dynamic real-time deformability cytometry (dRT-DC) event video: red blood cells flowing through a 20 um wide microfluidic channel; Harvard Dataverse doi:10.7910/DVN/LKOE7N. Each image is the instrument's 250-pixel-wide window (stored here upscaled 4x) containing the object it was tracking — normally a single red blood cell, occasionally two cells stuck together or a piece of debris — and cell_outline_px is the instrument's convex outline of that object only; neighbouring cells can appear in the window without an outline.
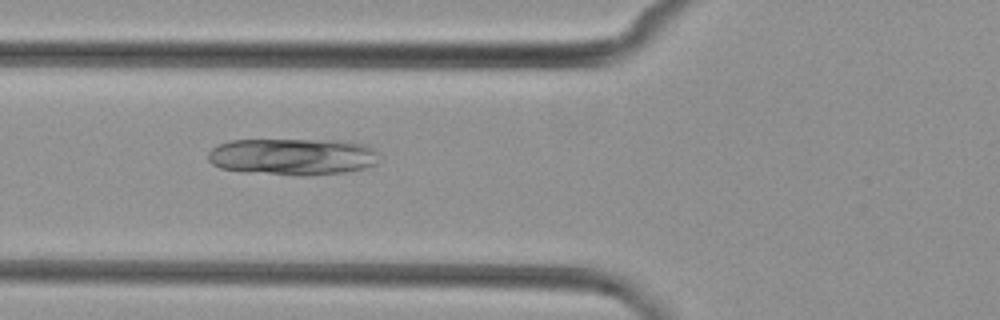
{"species": "common noctule bat (a hibernating species)", "species_latin": "Nyctalus noctula", "temperature_condition": "cold", "stored_images_in_passage": 4, "camera_frame_rate_fps": 3000, "um_per_image_px": 0.085, "animal": {"sex": "female", "body_mass_g": 29.2, "forearm_length_mm": 56.3}, "frame": {"image": 1, "passage_image": 3, "time_ms": 2.333, "image_size_px": [1000, 320], "cell_outline_px": [[376, 164], [364, 168], [344, 172], [308, 176], [296, 176], [240, 172], [220, 168], [212, 164], [208, 160], [208, 152], [212, 148], [220, 144], [232, 140], [348, 140], [364, 144], [372, 148], [376, 152]], "centroid_in_image_um": [24.85, 13.32], "position_along_channel_um": 101.0, "area_um2": 37.11}}
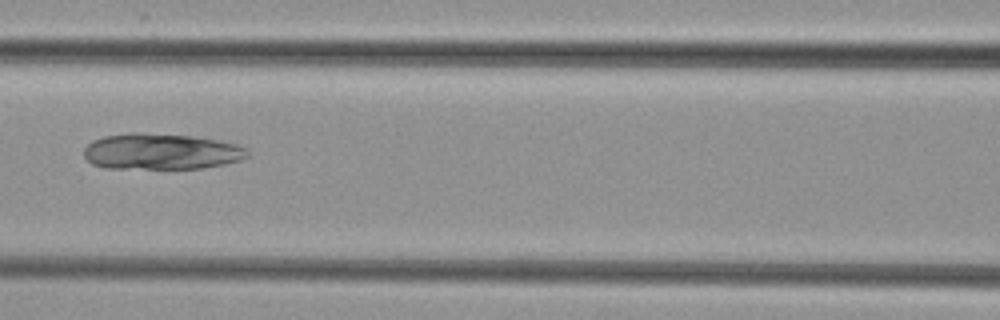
{"frame": {"image": 2, "passage_image": 4, "time_ms": 3.667, "image_size_px": [1000, 320], "cell_outline_px": [[248, 156], [240, 160], [224, 164], [204, 168], [104, 168], [92, 164], [84, 156], [84, 148], [92, 140], [104, 136], [132, 132], [136, 132], [192, 136], [220, 140], [236, 144], [244, 148], [248, 152]], "centroid_in_image_um": [13.67, 12.88], "position_along_channel_um": 152.9, "area_um2": 34.33}}